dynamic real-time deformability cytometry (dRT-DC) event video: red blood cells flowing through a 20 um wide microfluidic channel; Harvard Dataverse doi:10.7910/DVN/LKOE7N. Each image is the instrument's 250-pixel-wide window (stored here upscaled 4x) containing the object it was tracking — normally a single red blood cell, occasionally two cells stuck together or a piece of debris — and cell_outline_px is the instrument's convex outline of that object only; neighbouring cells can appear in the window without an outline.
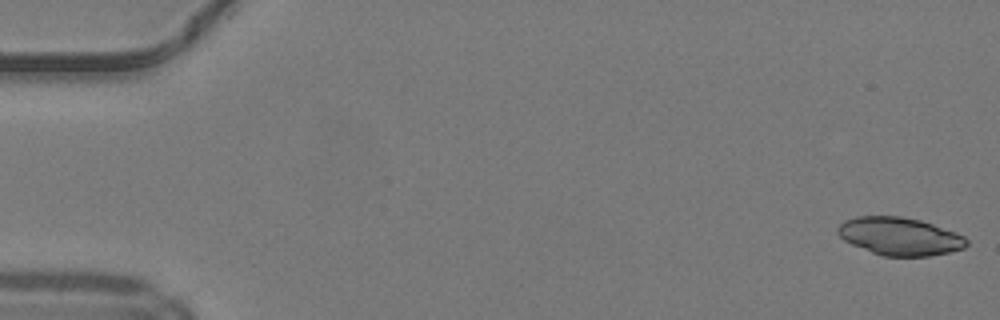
{"species": "common noctule bat (a hibernating species)", "species_latin": "Nyctalus noctula", "temperature_condition": "warm", "stored_images_in_passage": 48, "camera_frame_rate_fps": 3000, "um_per_image_px": 0.085, "animal": {"sex": "male", "body_mass_g": 19.2, "forearm_length_mm": 51.8}, "frame": {"image": 1, "passage_image": 1, "time_ms": 0.0, "image_size_px": [1000, 320], "cell_outline_px": [[968, 244], [964, 248], [948, 252], [928, 256], [884, 256], [872, 252], [852, 244], [844, 240], [836, 232], [836, 228], [844, 220], [856, 216], [900, 216], [920, 220], [956, 232], [964, 236], [968, 240]], "centroid_in_image_um": [76.46, 20.08], "position_along_channel_um": 8.5, "area_um2": 28.38}}